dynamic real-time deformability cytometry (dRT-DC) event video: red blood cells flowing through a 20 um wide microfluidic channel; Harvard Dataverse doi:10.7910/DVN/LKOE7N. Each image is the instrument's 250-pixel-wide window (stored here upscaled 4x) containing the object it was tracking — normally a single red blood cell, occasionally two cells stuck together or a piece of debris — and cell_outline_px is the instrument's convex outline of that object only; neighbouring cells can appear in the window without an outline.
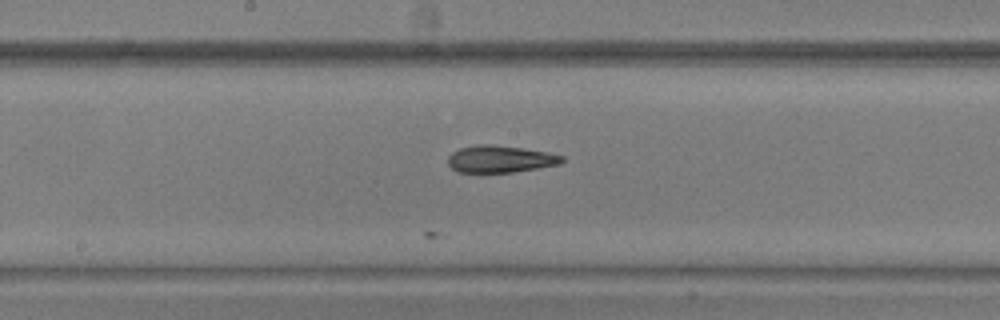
{"species": "common noctule bat (a hibernating species)", "species_latin": "Nyctalus noctula", "temperature_condition": "warm", "stored_images_in_passage": 20, "camera_frame_rate_fps": 3000, "um_per_image_px": 0.085, "animal": {"sex": "male", "body_mass_g": 20.5, "forearm_length_mm": 52.5}, "frame": {"image": 1, "passage_image": 12, "time_ms": 3.667, "image_size_px": [1000, 320], "cell_outline_px": [[564, 160], [560, 164], [512, 172], [456, 172], [448, 164], [448, 156], [452, 152], [460, 148], [480, 144], [488, 144], [520, 148], [548, 152], [564, 156]], "centroid_in_image_um": [42.5, 13.52], "position_along_channel_um": 205.7, "area_um2": 17.8}}